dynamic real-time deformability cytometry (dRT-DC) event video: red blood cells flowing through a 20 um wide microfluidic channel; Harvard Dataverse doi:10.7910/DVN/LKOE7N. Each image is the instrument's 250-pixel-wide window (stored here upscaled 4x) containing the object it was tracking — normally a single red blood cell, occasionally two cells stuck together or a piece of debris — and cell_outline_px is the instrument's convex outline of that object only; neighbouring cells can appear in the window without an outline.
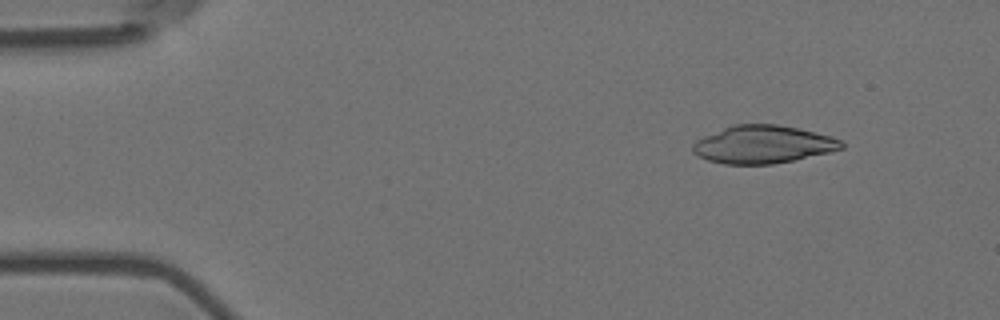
{"species": "Egyptian fruit bat (a non-hibernating species)", "species_latin": "Rousettus aegyptiacus", "temperature_condition": "room temperature", "stored_images_in_passage": 4, "camera_frame_rate_fps": 3000, "um_per_image_px": 0.085, "animal": {"sex": "female"}, "frame": {"image": 1, "passage_image": 1, "time_ms": 0.0, "image_size_px": [1000, 320], "cell_outline_px": [[844, 148], [828, 152], [792, 160], [772, 164], [724, 164], [708, 160], [696, 156], [692, 152], [692, 144], [696, 140], [704, 136], [732, 124], [776, 124], [796, 128], [832, 136], [844, 140]], "centroid_in_image_um": [64.83, 12.27], "position_along_channel_um": 20.2, "area_um2": 32.77}}